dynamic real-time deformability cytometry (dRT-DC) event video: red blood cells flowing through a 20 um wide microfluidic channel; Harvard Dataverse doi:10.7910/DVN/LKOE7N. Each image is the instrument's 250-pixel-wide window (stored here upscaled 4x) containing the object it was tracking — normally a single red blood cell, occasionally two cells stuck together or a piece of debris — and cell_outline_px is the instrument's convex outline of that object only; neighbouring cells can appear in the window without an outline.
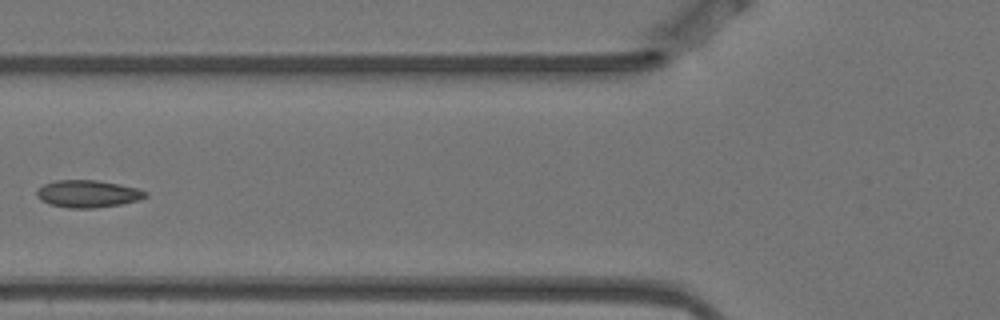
{"species": "Egyptian fruit bat (a non-hibernating species)", "species_latin": "Rousettus aegyptiacus", "temperature_condition": "warm", "stored_images_in_passage": 8, "camera_frame_rate_fps": 3000, "um_per_image_px": 0.085, "animal": {"sex": "female"}, "frame": {"image": 1, "passage_image": 6, "time_ms": 1.667, "image_size_px": [1000, 320], "cell_outline_px": [[148, 196], [140, 200], [124, 204], [96, 208], [68, 208], [48, 204], [40, 200], [36, 196], [36, 192], [44, 184], [56, 180], [96, 180], [120, 184], [136, 188], [148, 192]], "centroid_in_image_um": [7.49, 16.48], "position_along_channel_um": 118.3, "area_um2": 17.51}}
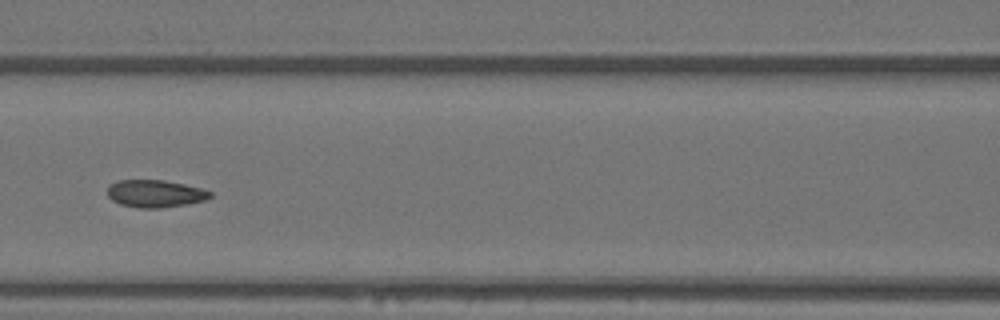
{"frame": {"image": 2, "passage_image": 7, "time_ms": 2.0, "image_size_px": [1000, 320], "cell_outline_px": [[212, 196], [204, 200], [184, 204], [160, 208], [136, 208], [120, 204], [112, 200], [108, 196], [108, 184], [120, 180], [164, 180], [204, 188], [212, 192]], "centroid_in_image_um": [13.18, 16.45], "position_along_channel_um": 153.4, "area_um2": 16.47}}
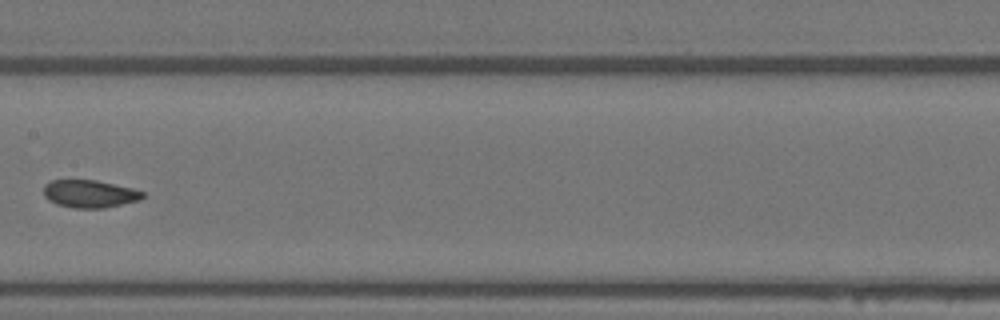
{"frame": {"image": 3, "passage_image": 8, "time_ms": 2.333, "image_size_px": [1000, 320], "cell_outline_px": [[148, 196], [140, 200], [104, 208], [72, 208], [56, 204], [48, 200], [44, 196], [44, 184], [52, 180], [96, 180], [132, 188], [144, 192]], "centroid_in_image_um": [7.64, 16.48], "position_along_channel_um": 199.8, "area_um2": 16.13}}